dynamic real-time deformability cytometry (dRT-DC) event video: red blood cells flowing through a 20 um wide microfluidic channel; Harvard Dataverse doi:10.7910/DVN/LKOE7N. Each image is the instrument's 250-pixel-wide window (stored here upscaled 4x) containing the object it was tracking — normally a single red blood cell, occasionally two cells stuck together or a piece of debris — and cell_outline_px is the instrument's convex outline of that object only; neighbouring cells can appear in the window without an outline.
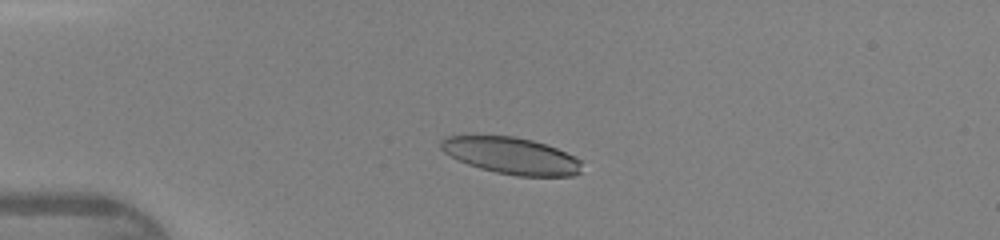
{"species": "human", "species_latin": "Homo sapiens", "temperature_condition": "warm", "stored_images_in_passage": 39, "camera_frame_rate_fps": 3000, "um_per_image_px": 0.085, "donor": {"sex": "female"}, "frame": {"image": 1, "passage_image": 5, "time_ms": 1.333, "image_size_px": [1000, 240], "cell_outline_px": [[580, 172], [572, 176], [516, 176], [496, 172], [480, 168], [468, 164], [444, 152], [440, 148], [440, 140], [444, 136], [516, 136], [532, 140], [556, 148], [580, 160]], "centroid_in_image_um": [43.44, 13.23], "position_along_channel_um": 41.6, "area_um2": 29.82}}
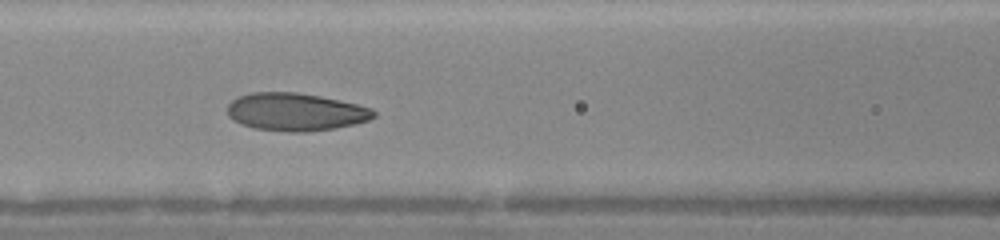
{"frame": {"image": 2, "passage_image": 14, "time_ms": 4.333, "image_size_px": [1000, 240], "cell_outline_px": [[376, 116], [368, 120], [356, 124], [336, 128], [308, 132], [288, 132], [252, 128], [232, 120], [228, 116], [228, 104], [232, 100], [240, 96], [252, 92], [296, 92], [320, 96], [356, 104], [372, 108], [376, 112]], "centroid_in_image_um": [25.13, 9.52], "position_along_channel_um": 141.5, "area_um2": 32.37}}
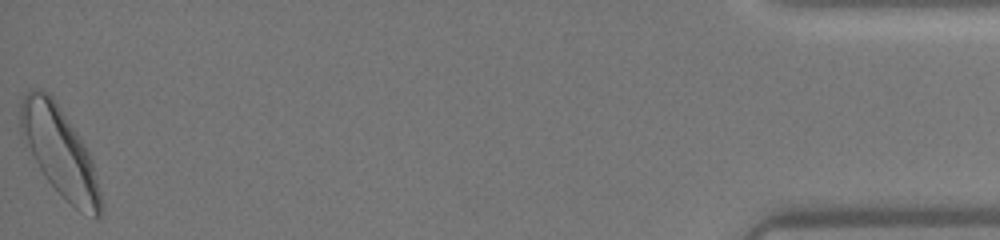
{"frame": {"image": 3, "passage_image": 39, "time_ms": 12.667, "image_size_px": [1000, 240], "cell_outline_px": [[104, 204], [100, 216], [96, 220], [80, 212], [44, 176], [20, 132], [20, 104], [28, 88], [40, 88], [48, 92], [52, 96], [84, 144], [92, 160]], "centroid_in_image_um": [5.1, 12.9], "position_along_channel_um": 430.1, "area_um2": 41.1}}